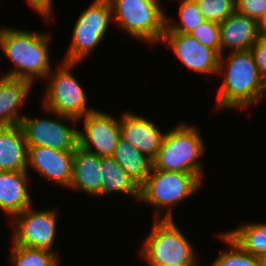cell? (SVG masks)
<instances>
[{
    "label": "cell",
    "mask_w": 266,
    "mask_h": 266,
    "mask_svg": "<svg viewBox=\"0 0 266 266\" xmlns=\"http://www.w3.org/2000/svg\"><path fill=\"white\" fill-rule=\"evenodd\" d=\"M168 266V265H166ZM170 266H196V265H170Z\"/></svg>",
    "instance_id": "cell-33"
},
{
    "label": "cell",
    "mask_w": 266,
    "mask_h": 266,
    "mask_svg": "<svg viewBox=\"0 0 266 266\" xmlns=\"http://www.w3.org/2000/svg\"><path fill=\"white\" fill-rule=\"evenodd\" d=\"M250 50L260 75L266 81V40L259 38Z\"/></svg>",
    "instance_id": "cell-29"
},
{
    "label": "cell",
    "mask_w": 266,
    "mask_h": 266,
    "mask_svg": "<svg viewBox=\"0 0 266 266\" xmlns=\"http://www.w3.org/2000/svg\"><path fill=\"white\" fill-rule=\"evenodd\" d=\"M259 266H266V254L259 258Z\"/></svg>",
    "instance_id": "cell-32"
},
{
    "label": "cell",
    "mask_w": 266,
    "mask_h": 266,
    "mask_svg": "<svg viewBox=\"0 0 266 266\" xmlns=\"http://www.w3.org/2000/svg\"><path fill=\"white\" fill-rule=\"evenodd\" d=\"M58 218L57 209L38 211L31 205L11 218L10 225L13 235L11 239L15 245L55 252L53 244H55L54 240L57 234Z\"/></svg>",
    "instance_id": "cell-10"
},
{
    "label": "cell",
    "mask_w": 266,
    "mask_h": 266,
    "mask_svg": "<svg viewBox=\"0 0 266 266\" xmlns=\"http://www.w3.org/2000/svg\"><path fill=\"white\" fill-rule=\"evenodd\" d=\"M219 235L228 248L220 251L209 266H259V258L244 251L225 232Z\"/></svg>",
    "instance_id": "cell-25"
},
{
    "label": "cell",
    "mask_w": 266,
    "mask_h": 266,
    "mask_svg": "<svg viewBox=\"0 0 266 266\" xmlns=\"http://www.w3.org/2000/svg\"><path fill=\"white\" fill-rule=\"evenodd\" d=\"M205 20L223 22L236 10L235 0H194Z\"/></svg>",
    "instance_id": "cell-26"
},
{
    "label": "cell",
    "mask_w": 266,
    "mask_h": 266,
    "mask_svg": "<svg viewBox=\"0 0 266 266\" xmlns=\"http://www.w3.org/2000/svg\"><path fill=\"white\" fill-rule=\"evenodd\" d=\"M112 157L140 185L148 178L153 166L151 159L121 137Z\"/></svg>",
    "instance_id": "cell-21"
},
{
    "label": "cell",
    "mask_w": 266,
    "mask_h": 266,
    "mask_svg": "<svg viewBox=\"0 0 266 266\" xmlns=\"http://www.w3.org/2000/svg\"><path fill=\"white\" fill-rule=\"evenodd\" d=\"M221 54L230 51L250 50L259 37V22L236 10L219 23Z\"/></svg>",
    "instance_id": "cell-16"
},
{
    "label": "cell",
    "mask_w": 266,
    "mask_h": 266,
    "mask_svg": "<svg viewBox=\"0 0 266 266\" xmlns=\"http://www.w3.org/2000/svg\"><path fill=\"white\" fill-rule=\"evenodd\" d=\"M54 0H26L28 5L32 7L39 15H41L46 21H50L53 12Z\"/></svg>",
    "instance_id": "cell-30"
},
{
    "label": "cell",
    "mask_w": 266,
    "mask_h": 266,
    "mask_svg": "<svg viewBox=\"0 0 266 266\" xmlns=\"http://www.w3.org/2000/svg\"><path fill=\"white\" fill-rule=\"evenodd\" d=\"M138 253L148 266L199 264L194 245L174 219H153V226Z\"/></svg>",
    "instance_id": "cell-5"
},
{
    "label": "cell",
    "mask_w": 266,
    "mask_h": 266,
    "mask_svg": "<svg viewBox=\"0 0 266 266\" xmlns=\"http://www.w3.org/2000/svg\"><path fill=\"white\" fill-rule=\"evenodd\" d=\"M218 75L223 76L216 95V107L220 110L247 109L266 96V81L251 50L231 51L228 56L221 54Z\"/></svg>",
    "instance_id": "cell-1"
},
{
    "label": "cell",
    "mask_w": 266,
    "mask_h": 266,
    "mask_svg": "<svg viewBox=\"0 0 266 266\" xmlns=\"http://www.w3.org/2000/svg\"><path fill=\"white\" fill-rule=\"evenodd\" d=\"M205 143L195 125L180 122L165 132L153 167L170 172H188L203 179L200 158L206 152Z\"/></svg>",
    "instance_id": "cell-3"
},
{
    "label": "cell",
    "mask_w": 266,
    "mask_h": 266,
    "mask_svg": "<svg viewBox=\"0 0 266 266\" xmlns=\"http://www.w3.org/2000/svg\"><path fill=\"white\" fill-rule=\"evenodd\" d=\"M202 184L195 174L163 171L152 166L140 186V200L154 207V220H171L175 205L196 194Z\"/></svg>",
    "instance_id": "cell-4"
},
{
    "label": "cell",
    "mask_w": 266,
    "mask_h": 266,
    "mask_svg": "<svg viewBox=\"0 0 266 266\" xmlns=\"http://www.w3.org/2000/svg\"><path fill=\"white\" fill-rule=\"evenodd\" d=\"M47 32L3 26L0 28V49L14 66L3 76L30 81L46 79L51 73L50 39Z\"/></svg>",
    "instance_id": "cell-2"
},
{
    "label": "cell",
    "mask_w": 266,
    "mask_h": 266,
    "mask_svg": "<svg viewBox=\"0 0 266 266\" xmlns=\"http://www.w3.org/2000/svg\"><path fill=\"white\" fill-rule=\"evenodd\" d=\"M236 11L260 22L266 16V0H235Z\"/></svg>",
    "instance_id": "cell-28"
},
{
    "label": "cell",
    "mask_w": 266,
    "mask_h": 266,
    "mask_svg": "<svg viewBox=\"0 0 266 266\" xmlns=\"http://www.w3.org/2000/svg\"><path fill=\"white\" fill-rule=\"evenodd\" d=\"M34 86L30 81L19 78L0 77V127L21 123L25 116L20 111ZM20 109V110H19Z\"/></svg>",
    "instance_id": "cell-17"
},
{
    "label": "cell",
    "mask_w": 266,
    "mask_h": 266,
    "mask_svg": "<svg viewBox=\"0 0 266 266\" xmlns=\"http://www.w3.org/2000/svg\"><path fill=\"white\" fill-rule=\"evenodd\" d=\"M60 64V65H59ZM77 63L61 61L46 77L48 80L42 99L43 108L76 120L94 111L87 107V95L80 82L72 74Z\"/></svg>",
    "instance_id": "cell-7"
},
{
    "label": "cell",
    "mask_w": 266,
    "mask_h": 266,
    "mask_svg": "<svg viewBox=\"0 0 266 266\" xmlns=\"http://www.w3.org/2000/svg\"><path fill=\"white\" fill-rule=\"evenodd\" d=\"M142 115L126 110L121 115L120 135L152 161L157 157L165 132Z\"/></svg>",
    "instance_id": "cell-14"
},
{
    "label": "cell",
    "mask_w": 266,
    "mask_h": 266,
    "mask_svg": "<svg viewBox=\"0 0 266 266\" xmlns=\"http://www.w3.org/2000/svg\"><path fill=\"white\" fill-rule=\"evenodd\" d=\"M29 171H0V210L15 217L33 205L29 193Z\"/></svg>",
    "instance_id": "cell-15"
},
{
    "label": "cell",
    "mask_w": 266,
    "mask_h": 266,
    "mask_svg": "<svg viewBox=\"0 0 266 266\" xmlns=\"http://www.w3.org/2000/svg\"><path fill=\"white\" fill-rule=\"evenodd\" d=\"M12 244L9 260L13 266H61L56 252Z\"/></svg>",
    "instance_id": "cell-24"
},
{
    "label": "cell",
    "mask_w": 266,
    "mask_h": 266,
    "mask_svg": "<svg viewBox=\"0 0 266 266\" xmlns=\"http://www.w3.org/2000/svg\"><path fill=\"white\" fill-rule=\"evenodd\" d=\"M28 145L20 124L0 127V171L27 170Z\"/></svg>",
    "instance_id": "cell-19"
},
{
    "label": "cell",
    "mask_w": 266,
    "mask_h": 266,
    "mask_svg": "<svg viewBox=\"0 0 266 266\" xmlns=\"http://www.w3.org/2000/svg\"><path fill=\"white\" fill-rule=\"evenodd\" d=\"M102 198L111 194H126L140 201V184L137 183L114 160L113 157H101Z\"/></svg>",
    "instance_id": "cell-20"
},
{
    "label": "cell",
    "mask_w": 266,
    "mask_h": 266,
    "mask_svg": "<svg viewBox=\"0 0 266 266\" xmlns=\"http://www.w3.org/2000/svg\"><path fill=\"white\" fill-rule=\"evenodd\" d=\"M44 109V111L53 114L55 117L35 118L25 114L21 120L20 126L27 145L61 151H75L79 146V129L76 127L79 121L46 108ZM69 121L72 122L71 127L66 124Z\"/></svg>",
    "instance_id": "cell-9"
},
{
    "label": "cell",
    "mask_w": 266,
    "mask_h": 266,
    "mask_svg": "<svg viewBox=\"0 0 266 266\" xmlns=\"http://www.w3.org/2000/svg\"><path fill=\"white\" fill-rule=\"evenodd\" d=\"M190 35L204 46L214 49L221 55L219 23L206 20L198 25Z\"/></svg>",
    "instance_id": "cell-27"
},
{
    "label": "cell",
    "mask_w": 266,
    "mask_h": 266,
    "mask_svg": "<svg viewBox=\"0 0 266 266\" xmlns=\"http://www.w3.org/2000/svg\"><path fill=\"white\" fill-rule=\"evenodd\" d=\"M112 21L110 2L94 0L76 19L69 48L61 61L79 64L91 55L105 38Z\"/></svg>",
    "instance_id": "cell-8"
},
{
    "label": "cell",
    "mask_w": 266,
    "mask_h": 266,
    "mask_svg": "<svg viewBox=\"0 0 266 266\" xmlns=\"http://www.w3.org/2000/svg\"><path fill=\"white\" fill-rule=\"evenodd\" d=\"M160 43L168 45L181 63L197 74L208 75L218 73L220 55L212 48L204 46L190 34L164 33Z\"/></svg>",
    "instance_id": "cell-12"
},
{
    "label": "cell",
    "mask_w": 266,
    "mask_h": 266,
    "mask_svg": "<svg viewBox=\"0 0 266 266\" xmlns=\"http://www.w3.org/2000/svg\"><path fill=\"white\" fill-rule=\"evenodd\" d=\"M117 24L131 38L155 45L166 30V13L160 0H108Z\"/></svg>",
    "instance_id": "cell-6"
},
{
    "label": "cell",
    "mask_w": 266,
    "mask_h": 266,
    "mask_svg": "<svg viewBox=\"0 0 266 266\" xmlns=\"http://www.w3.org/2000/svg\"><path fill=\"white\" fill-rule=\"evenodd\" d=\"M101 157L80 146L74 151L72 179L69 186L77 192L102 198Z\"/></svg>",
    "instance_id": "cell-18"
},
{
    "label": "cell",
    "mask_w": 266,
    "mask_h": 266,
    "mask_svg": "<svg viewBox=\"0 0 266 266\" xmlns=\"http://www.w3.org/2000/svg\"><path fill=\"white\" fill-rule=\"evenodd\" d=\"M225 233L247 253L257 258L266 254L265 222H245Z\"/></svg>",
    "instance_id": "cell-22"
},
{
    "label": "cell",
    "mask_w": 266,
    "mask_h": 266,
    "mask_svg": "<svg viewBox=\"0 0 266 266\" xmlns=\"http://www.w3.org/2000/svg\"><path fill=\"white\" fill-rule=\"evenodd\" d=\"M259 37L266 40V16L259 22Z\"/></svg>",
    "instance_id": "cell-31"
},
{
    "label": "cell",
    "mask_w": 266,
    "mask_h": 266,
    "mask_svg": "<svg viewBox=\"0 0 266 266\" xmlns=\"http://www.w3.org/2000/svg\"><path fill=\"white\" fill-rule=\"evenodd\" d=\"M84 131L79 129V146L100 157H112L120 135V120L108 112L94 110L84 116Z\"/></svg>",
    "instance_id": "cell-11"
},
{
    "label": "cell",
    "mask_w": 266,
    "mask_h": 266,
    "mask_svg": "<svg viewBox=\"0 0 266 266\" xmlns=\"http://www.w3.org/2000/svg\"><path fill=\"white\" fill-rule=\"evenodd\" d=\"M74 151L28 146L27 171L31 167L40 176L69 188L72 179Z\"/></svg>",
    "instance_id": "cell-13"
},
{
    "label": "cell",
    "mask_w": 266,
    "mask_h": 266,
    "mask_svg": "<svg viewBox=\"0 0 266 266\" xmlns=\"http://www.w3.org/2000/svg\"><path fill=\"white\" fill-rule=\"evenodd\" d=\"M175 1H178L177 4H179L180 23L172 19V16L168 17L166 15V30L164 33L190 34L198 25L206 21L194 0Z\"/></svg>",
    "instance_id": "cell-23"
}]
</instances>
